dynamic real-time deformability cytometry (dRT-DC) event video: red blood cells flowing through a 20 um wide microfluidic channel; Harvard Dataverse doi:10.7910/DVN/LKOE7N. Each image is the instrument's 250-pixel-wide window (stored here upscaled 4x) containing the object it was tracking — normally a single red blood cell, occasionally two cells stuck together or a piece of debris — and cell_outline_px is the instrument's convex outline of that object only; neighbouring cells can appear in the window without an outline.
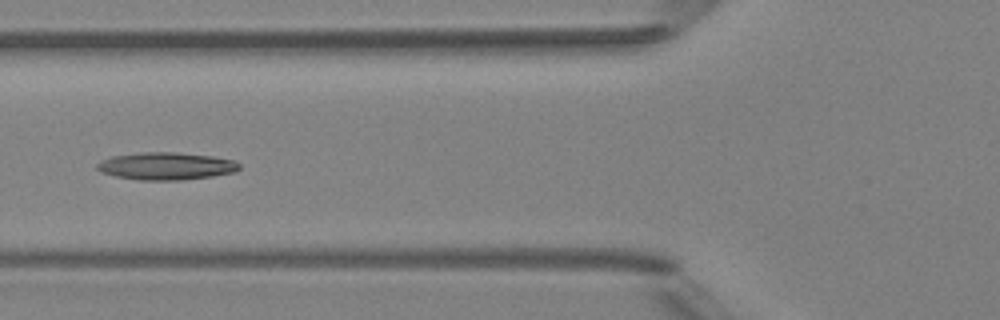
{"species": "Egyptian fruit bat (a non-hibernating species)", "species_latin": "Rousettus aegyptiacus", "temperature_condition": "room temperature", "stored_images_in_passage": 5, "camera_frame_rate_fps": 3000, "um_per_image_px": 0.085, "animal": {"sex": "female"}, "frame": {"image": 1, "passage_image": 4, "time_ms": 4.333, "image_size_px": [1000, 320], "cell_outline_px": [[240, 168], [236, 172], [212, 176], [180, 180], [140, 180], [116, 176], [100, 172], [96, 168], [96, 164], [100, 160], [112, 156], [140, 152], [176, 152], [212, 156], [232, 160], [240, 164]], "centroid_in_image_um": [14.09, 14.11], "position_along_channel_um": 111.7, "area_um2": 22.83}}
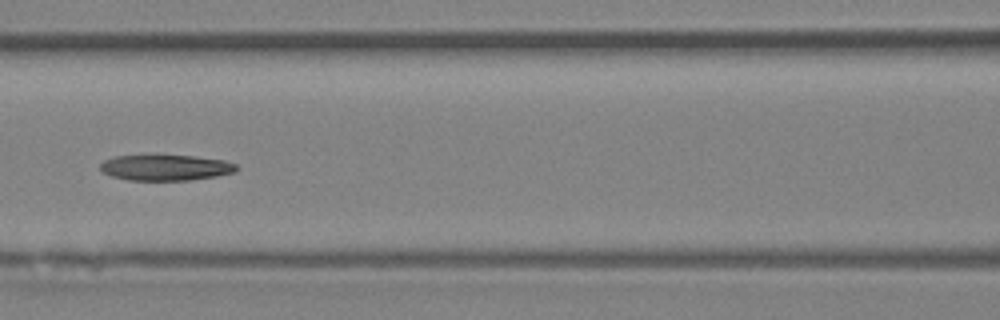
{"frame": {"image": 2, "passage_image": 5, "time_ms": 5.333, "image_size_px": [1000, 320], "cell_outline_px": [[236, 172], [216, 176], [188, 180], [128, 180], [112, 176], [104, 172], [100, 168], [100, 164], [104, 160], [112, 156], [152, 152], [196, 156], [224, 160], [236, 164]], "centroid_in_image_um": [14.02, 14.18], "position_along_channel_um": 152.6, "area_um2": 21.44}}